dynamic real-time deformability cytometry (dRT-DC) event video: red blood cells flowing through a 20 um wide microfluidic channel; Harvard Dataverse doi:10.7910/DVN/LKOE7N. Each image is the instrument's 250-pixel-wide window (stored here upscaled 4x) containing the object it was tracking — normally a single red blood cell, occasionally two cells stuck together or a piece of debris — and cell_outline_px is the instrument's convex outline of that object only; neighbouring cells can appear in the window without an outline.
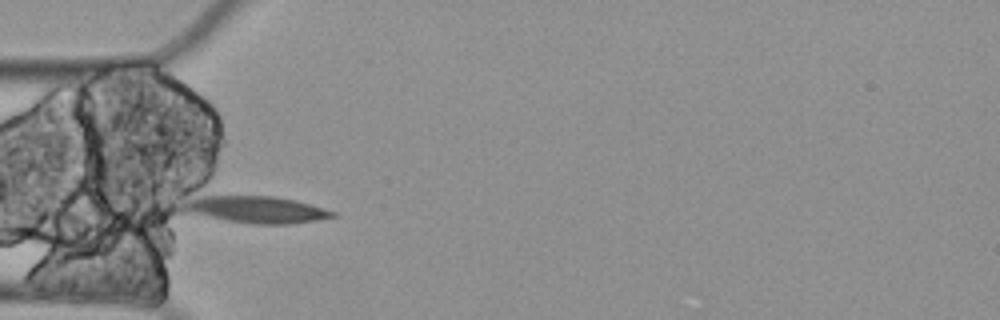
{"species": "Egyptian fruit bat (a non-hibernating species)", "species_latin": "Rousettus aegyptiacus", "temperature_condition": "cold", "stored_images_in_passage": 8, "camera_frame_rate_fps": 3000, "um_per_image_px": 0.085, "animal": {"sex": "female"}, "frame": {"image": 1, "passage_image": 5, "time_ms": 1.333, "image_size_px": [1000, 320], "cell_outline_px": [[336, 216], [316, 220], [288, 224], [256, 224], [228, 220], [184, 212], [180, 208], [184, 204], [200, 196], [276, 196], [296, 200], [336, 212]], "centroid_in_image_um": [21.81, 17.81], "position_along_channel_um": 63.2, "area_um2": 23.0}}
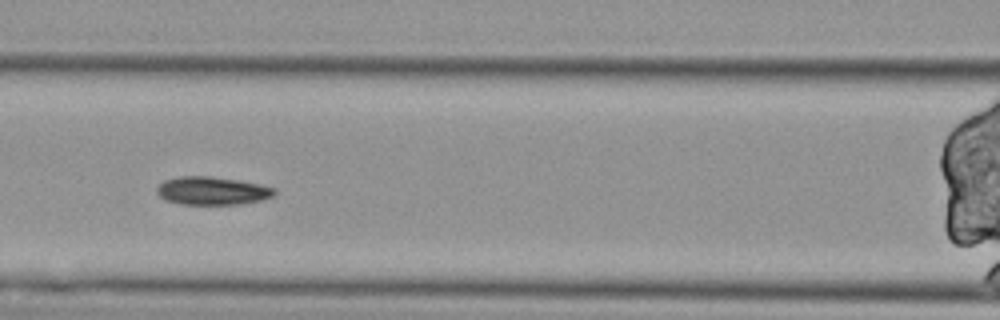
{"frame": {"image": 2, "passage_image": 7, "time_ms": 2.0, "image_size_px": [1000, 320], "cell_outline_px": [[276, 192], [272, 196], [260, 200], [240, 204], [180, 204], [164, 200], [156, 192], [156, 188], [164, 180], [180, 176], [212, 176], [260, 184], [276, 188]], "centroid_in_image_um": [18.01, 16.21], "position_along_channel_um": 148.6, "area_um2": 19.25}}
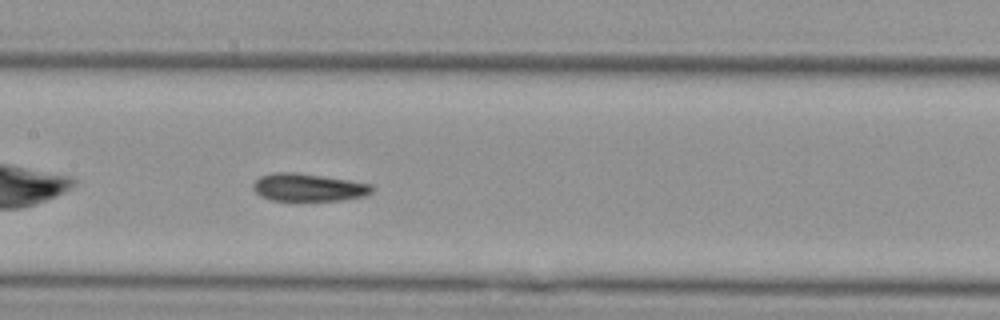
{"frame": {"image": 3, "passage_image": 8, "time_ms": 2.333, "image_size_px": [1000, 320], "cell_outline_px": [[372, 192], [364, 196], [340, 200], [272, 200], [260, 196], [252, 188], [252, 184], [260, 176], [272, 172], [296, 172], [348, 180], [372, 184]], "centroid_in_image_um": [26.17, 15.92], "position_along_channel_um": 181.2, "area_um2": 19.07}}